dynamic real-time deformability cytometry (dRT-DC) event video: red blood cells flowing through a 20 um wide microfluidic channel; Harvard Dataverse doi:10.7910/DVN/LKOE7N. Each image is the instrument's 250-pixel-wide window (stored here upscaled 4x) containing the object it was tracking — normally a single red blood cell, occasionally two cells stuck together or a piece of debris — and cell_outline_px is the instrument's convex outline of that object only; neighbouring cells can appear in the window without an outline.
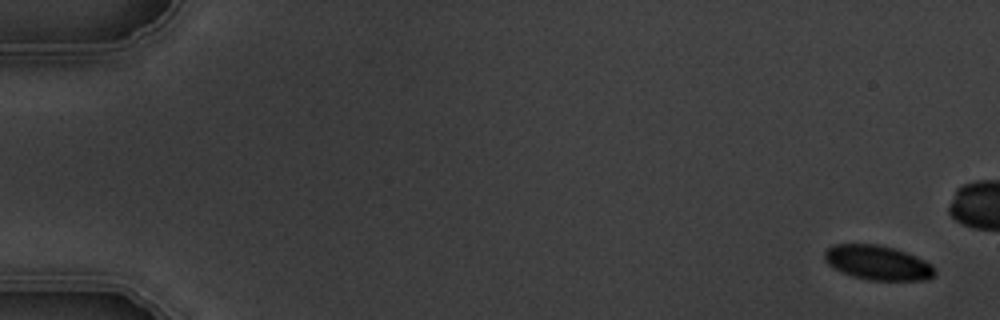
{"species": "common noctule bat (a hibernating species)", "species_latin": "Nyctalus noctula", "temperature_condition": "warm", "stored_images_in_passage": 6, "camera_frame_rate_fps": 3000, "um_per_image_px": 0.085, "animal": {"sex": "male", "body_mass_g": 19.5, "forearm_length_mm": 54.6}, "frame": {"image": 1, "passage_image": 1, "time_ms": 0.0, "image_size_px": [1000, 320], "cell_outline_px": [[936, 272], [928, 280], [868, 280], [852, 276], [828, 264], [824, 260], [824, 252], [832, 244], [876, 244], [892, 248], [916, 256], [932, 264], [936, 268]], "centroid_in_image_um": [74.62, 22.33], "position_along_channel_um": 10.4, "area_um2": 22.08}}